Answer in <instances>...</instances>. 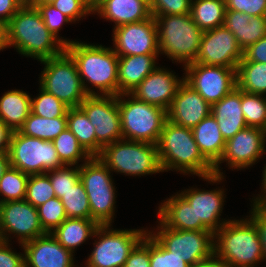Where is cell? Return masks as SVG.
I'll return each mask as SVG.
<instances>
[{"label": "cell", "mask_w": 266, "mask_h": 267, "mask_svg": "<svg viewBox=\"0 0 266 267\" xmlns=\"http://www.w3.org/2000/svg\"><path fill=\"white\" fill-rule=\"evenodd\" d=\"M195 213V222H201L208 230L216 233L227 220H220L225 199L224 189L199 190L190 188L179 193Z\"/></svg>", "instance_id": "22"}, {"label": "cell", "mask_w": 266, "mask_h": 267, "mask_svg": "<svg viewBox=\"0 0 266 267\" xmlns=\"http://www.w3.org/2000/svg\"><path fill=\"white\" fill-rule=\"evenodd\" d=\"M66 128L67 117L48 119L30 113L18 131L29 137L53 141Z\"/></svg>", "instance_id": "33"}, {"label": "cell", "mask_w": 266, "mask_h": 267, "mask_svg": "<svg viewBox=\"0 0 266 267\" xmlns=\"http://www.w3.org/2000/svg\"><path fill=\"white\" fill-rule=\"evenodd\" d=\"M46 174L49 176L55 196L59 199L80 180L79 166L74 165L73 167L72 165H64L55 170H50Z\"/></svg>", "instance_id": "42"}, {"label": "cell", "mask_w": 266, "mask_h": 267, "mask_svg": "<svg viewBox=\"0 0 266 267\" xmlns=\"http://www.w3.org/2000/svg\"><path fill=\"white\" fill-rule=\"evenodd\" d=\"M226 10L243 12L249 16H265L266 0H225Z\"/></svg>", "instance_id": "48"}, {"label": "cell", "mask_w": 266, "mask_h": 267, "mask_svg": "<svg viewBox=\"0 0 266 267\" xmlns=\"http://www.w3.org/2000/svg\"><path fill=\"white\" fill-rule=\"evenodd\" d=\"M158 220L166 227L176 230H208L201 222H195V213L180 194L172 195L164 200L158 209Z\"/></svg>", "instance_id": "27"}, {"label": "cell", "mask_w": 266, "mask_h": 267, "mask_svg": "<svg viewBox=\"0 0 266 267\" xmlns=\"http://www.w3.org/2000/svg\"><path fill=\"white\" fill-rule=\"evenodd\" d=\"M10 234L16 235L19 244L46 234L37 208L25 199L0 203V239L9 242Z\"/></svg>", "instance_id": "16"}, {"label": "cell", "mask_w": 266, "mask_h": 267, "mask_svg": "<svg viewBox=\"0 0 266 267\" xmlns=\"http://www.w3.org/2000/svg\"><path fill=\"white\" fill-rule=\"evenodd\" d=\"M153 17L158 29L159 52L184 66L194 62L204 31L197 26L190 13Z\"/></svg>", "instance_id": "5"}, {"label": "cell", "mask_w": 266, "mask_h": 267, "mask_svg": "<svg viewBox=\"0 0 266 267\" xmlns=\"http://www.w3.org/2000/svg\"><path fill=\"white\" fill-rule=\"evenodd\" d=\"M7 45L38 61L65 51V45L48 30L38 9L31 5L22 6L8 22Z\"/></svg>", "instance_id": "2"}, {"label": "cell", "mask_w": 266, "mask_h": 267, "mask_svg": "<svg viewBox=\"0 0 266 267\" xmlns=\"http://www.w3.org/2000/svg\"><path fill=\"white\" fill-rule=\"evenodd\" d=\"M36 7L41 14L42 20L44 21L48 30L59 39L65 46L74 43V40H66L64 37L59 38L58 32L61 30V26L66 23H72V21L64 15L60 10L56 9L53 4L47 5H31Z\"/></svg>", "instance_id": "44"}, {"label": "cell", "mask_w": 266, "mask_h": 267, "mask_svg": "<svg viewBox=\"0 0 266 267\" xmlns=\"http://www.w3.org/2000/svg\"><path fill=\"white\" fill-rule=\"evenodd\" d=\"M41 226L45 233H52L67 219L64 205L56 196L37 207Z\"/></svg>", "instance_id": "41"}, {"label": "cell", "mask_w": 266, "mask_h": 267, "mask_svg": "<svg viewBox=\"0 0 266 267\" xmlns=\"http://www.w3.org/2000/svg\"><path fill=\"white\" fill-rule=\"evenodd\" d=\"M225 13V0H191L190 15L203 31L223 26Z\"/></svg>", "instance_id": "31"}, {"label": "cell", "mask_w": 266, "mask_h": 267, "mask_svg": "<svg viewBox=\"0 0 266 267\" xmlns=\"http://www.w3.org/2000/svg\"><path fill=\"white\" fill-rule=\"evenodd\" d=\"M156 146L163 172L173 169L197 175L211 183H220L224 179L214 173V166L200 152L191 128L166 120Z\"/></svg>", "instance_id": "1"}, {"label": "cell", "mask_w": 266, "mask_h": 267, "mask_svg": "<svg viewBox=\"0 0 266 267\" xmlns=\"http://www.w3.org/2000/svg\"><path fill=\"white\" fill-rule=\"evenodd\" d=\"M124 267H150V232L131 251Z\"/></svg>", "instance_id": "47"}, {"label": "cell", "mask_w": 266, "mask_h": 267, "mask_svg": "<svg viewBox=\"0 0 266 267\" xmlns=\"http://www.w3.org/2000/svg\"><path fill=\"white\" fill-rule=\"evenodd\" d=\"M9 247L8 241L0 239V267H25L24 253H16Z\"/></svg>", "instance_id": "49"}, {"label": "cell", "mask_w": 266, "mask_h": 267, "mask_svg": "<svg viewBox=\"0 0 266 267\" xmlns=\"http://www.w3.org/2000/svg\"><path fill=\"white\" fill-rule=\"evenodd\" d=\"M7 47V24L0 20V51Z\"/></svg>", "instance_id": "56"}, {"label": "cell", "mask_w": 266, "mask_h": 267, "mask_svg": "<svg viewBox=\"0 0 266 267\" xmlns=\"http://www.w3.org/2000/svg\"><path fill=\"white\" fill-rule=\"evenodd\" d=\"M114 53L118 56L159 55L158 29L153 16L113 29Z\"/></svg>", "instance_id": "17"}, {"label": "cell", "mask_w": 266, "mask_h": 267, "mask_svg": "<svg viewBox=\"0 0 266 267\" xmlns=\"http://www.w3.org/2000/svg\"><path fill=\"white\" fill-rule=\"evenodd\" d=\"M149 231L168 251L183 259L190 266L196 265L214 254V233L210 230H176L166 227L160 220Z\"/></svg>", "instance_id": "12"}, {"label": "cell", "mask_w": 266, "mask_h": 267, "mask_svg": "<svg viewBox=\"0 0 266 267\" xmlns=\"http://www.w3.org/2000/svg\"><path fill=\"white\" fill-rule=\"evenodd\" d=\"M251 215L248 216L256 225L262 246L263 258L266 260V207L251 205Z\"/></svg>", "instance_id": "50"}, {"label": "cell", "mask_w": 266, "mask_h": 267, "mask_svg": "<svg viewBox=\"0 0 266 267\" xmlns=\"http://www.w3.org/2000/svg\"><path fill=\"white\" fill-rule=\"evenodd\" d=\"M67 218L91 219L90 204L81 180L60 198Z\"/></svg>", "instance_id": "36"}, {"label": "cell", "mask_w": 266, "mask_h": 267, "mask_svg": "<svg viewBox=\"0 0 266 267\" xmlns=\"http://www.w3.org/2000/svg\"><path fill=\"white\" fill-rule=\"evenodd\" d=\"M93 9L101 0H85Z\"/></svg>", "instance_id": "59"}, {"label": "cell", "mask_w": 266, "mask_h": 267, "mask_svg": "<svg viewBox=\"0 0 266 267\" xmlns=\"http://www.w3.org/2000/svg\"><path fill=\"white\" fill-rule=\"evenodd\" d=\"M29 174L9 166L0 179V203L23 200L26 195V187ZM5 196V197H4Z\"/></svg>", "instance_id": "37"}, {"label": "cell", "mask_w": 266, "mask_h": 267, "mask_svg": "<svg viewBox=\"0 0 266 267\" xmlns=\"http://www.w3.org/2000/svg\"><path fill=\"white\" fill-rule=\"evenodd\" d=\"M224 26L236 37L244 51L266 36V15L251 17L240 11L226 10Z\"/></svg>", "instance_id": "25"}, {"label": "cell", "mask_w": 266, "mask_h": 267, "mask_svg": "<svg viewBox=\"0 0 266 267\" xmlns=\"http://www.w3.org/2000/svg\"><path fill=\"white\" fill-rule=\"evenodd\" d=\"M152 16L189 14L191 0H149Z\"/></svg>", "instance_id": "45"}, {"label": "cell", "mask_w": 266, "mask_h": 267, "mask_svg": "<svg viewBox=\"0 0 266 267\" xmlns=\"http://www.w3.org/2000/svg\"><path fill=\"white\" fill-rule=\"evenodd\" d=\"M56 0H35V2L32 5H47L52 4Z\"/></svg>", "instance_id": "58"}, {"label": "cell", "mask_w": 266, "mask_h": 267, "mask_svg": "<svg viewBox=\"0 0 266 267\" xmlns=\"http://www.w3.org/2000/svg\"><path fill=\"white\" fill-rule=\"evenodd\" d=\"M10 166V158L8 153H1L0 154V179L4 175L5 171Z\"/></svg>", "instance_id": "57"}, {"label": "cell", "mask_w": 266, "mask_h": 267, "mask_svg": "<svg viewBox=\"0 0 266 267\" xmlns=\"http://www.w3.org/2000/svg\"><path fill=\"white\" fill-rule=\"evenodd\" d=\"M214 239V254L230 267H256L264 261L258 229L250 218L228 219Z\"/></svg>", "instance_id": "4"}, {"label": "cell", "mask_w": 266, "mask_h": 267, "mask_svg": "<svg viewBox=\"0 0 266 267\" xmlns=\"http://www.w3.org/2000/svg\"><path fill=\"white\" fill-rule=\"evenodd\" d=\"M191 267H230V266L224 260L213 254L209 258L201 262H198L196 265H193Z\"/></svg>", "instance_id": "54"}, {"label": "cell", "mask_w": 266, "mask_h": 267, "mask_svg": "<svg viewBox=\"0 0 266 267\" xmlns=\"http://www.w3.org/2000/svg\"><path fill=\"white\" fill-rule=\"evenodd\" d=\"M184 67V81L210 105L219 102L237 87L236 69L225 66L189 63Z\"/></svg>", "instance_id": "13"}, {"label": "cell", "mask_w": 266, "mask_h": 267, "mask_svg": "<svg viewBox=\"0 0 266 267\" xmlns=\"http://www.w3.org/2000/svg\"><path fill=\"white\" fill-rule=\"evenodd\" d=\"M237 87L247 93L266 95V63L247 61L244 57L236 69Z\"/></svg>", "instance_id": "32"}, {"label": "cell", "mask_w": 266, "mask_h": 267, "mask_svg": "<svg viewBox=\"0 0 266 267\" xmlns=\"http://www.w3.org/2000/svg\"><path fill=\"white\" fill-rule=\"evenodd\" d=\"M241 109L248 127L266 131V96L241 90Z\"/></svg>", "instance_id": "38"}, {"label": "cell", "mask_w": 266, "mask_h": 267, "mask_svg": "<svg viewBox=\"0 0 266 267\" xmlns=\"http://www.w3.org/2000/svg\"><path fill=\"white\" fill-rule=\"evenodd\" d=\"M100 225L92 219L67 218L51 234L68 251L91 238Z\"/></svg>", "instance_id": "29"}, {"label": "cell", "mask_w": 266, "mask_h": 267, "mask_svg": "<svg viewBox=\"0 0 266 267\" xmlns=\"http://www.w3.org/2000/svg\"><path fill=\"white\" fill-rule=\"evenodd\" d=\"M117 106L120 112L122 139L157 144L167 120L166 110L141 101L131 93L119 94Z\"/></svg>", "instance_id": "6"}, {"label": "cell", "mask_w": 266, "mask_h": 267, "mask_svg": "<svg viewBox=\"0 0 266 267\" xmlns=\"http://www.w3.org/2000/svg\"><path fill=\"white\" fill-rule=\"evenodd\" d=\"M94 13L114 22V28L144 21L152 16L149 0H101L93 8Z\"/></svg>", "instance_id": "23"}, {"label": "cell", "mask_w": 266, "mask_h": 267, "mask_svg": "<svg viewBox=\"0 0 266 267\" xmlns=\"http://www.w3.org/2000/svg\"><path fill=\"white\" fill-rule=\"evenodd\" d=\"M31 113V96L22 90H8L0 98V120L12 131L19 130Z\"/></svg>", "instance_id": "30"}, {"label": "cell", "mask_w": 266, "mask_h": 267, "mask_svg": "<svg viewBox=\"0 0 266 267\" xmlns=\"http://www.w3.org/2000/svg\"><path fill=\"white\" fill-rule=\"evenodd\" d=\"M23 5L18 0H0V20L5 24Z\"/></svg>", "instance_id": "52"}, {"label": "cell", "mask_w": 266, "mask_h": 267, "mask_svg": "<svg viewBox=\"0 0 266 267\" xmlns=\"http://www.w3.org/2000/svg\"><path fill=\"white\" fill-rule=\"evenodd\" d=\"M13 131L0 120V154L9 153Z\"/></svg>", "instance_id": "53"}, {"label": "cell", "mask_w": 266, "mask_h": 267, "mask_svg": "<svg viewBox=\"0 0 266 267\" xmlns=\"http://www.w3.org/2000/svg\"><path fill=\"white\" fill-rule=\"evenodd\" d=\"M40 62L45 65L39 77L40 87L69 108L79 107L88 94L84 90L72 57L64 51L59 56L43 59Z\"/></svg>", "instance_id": "9"}, {"label": "cell", "mask_w": 266, "mask_h": 267, "mask_svg": "<svg viewBox=\"0 0 266 267\" xmlns=\"http://www.w3.org/2000/svg\"><path fill=\"white\" fill-rule=\"evenodd\" d=\"M58 157L64 165H78V161L86 162L92 156L83 148L74 134L66 128L53 141Z\"/></svg>", "instance_id": "35"}, {"label": "cell", "mask_w": 266, "mask_h": 267, "mask_svg": "<svg viewBox=\"0 0 266 267\" xmlns=\"http://www.w3.org/2000/svg\"><path fill=\"white\" fill-rule=\"evenodd\" d=\"M79 107L95 127L97 156L105 146L122 139L117 96L88 95Z\"/></svg>", "instance_id": "14"}, {"label": "cell", "mask_w": 266, "mask_h": 267, "mask_svg": "<svg viewBox=\"0 0 266 267\" xmlns=\"http://www.w3.org/2000/svg\"><path fill=\"white\" fill-rule=\"evenodd\" d=\"M211 114L218 122L219 130L226 141L248 127L241 109V90L238 87L219 102L212 104Z\"/></svg>", "instance_id": "24"}, {"label": "cell", "mask_w": 266, "mask_h": 267, "mask_svg": "<svg viewBox=\"0 0 266 267\" xmlns=\"http://www.w3.org/2000/svg\"><path fill=\"white\" fill-rule=\"evenodd\" d=\"M53 197L55 191L46 173L29 175L24 198L27 202L37 208Z\"/></svg>", "instance_id": "40"}, {"label": "cell", "mask_w": 266, "mask_h": 267, "mask_svg": "<svg viewBox=\"0 0 266 267\" xmlns=\"http://www.w3.org/2000/svg\"><path fill=\"white\" fill-rule=\"evenodd\" d=\"M67 128L91 156H97L95 127L92 126L85 112L80 107L68 109Z\"/></svg>", "instance_id": "34"}, {"label": "cell", "mask_w": 266, "mask_h": 267, "mask_svg": "<svg viewBox=\"0 0 266 267\" xmlns=\"http://www.w3.org/2000/svg\"><path fill=\"white\" fill-rule=\"evenodd\" d=\"M79 173L89 199L91 219L99 225H111L116 204L111 171L98 156H92L79 164Z\"/></svg>", "instance_id": "8"}, {"label": "cell", "mask_w": 266, "mask_h": 267, "mask_svg": "<svg viewBox=\"0 0 266 267\" xmlns=\"http://www.w3.org/2000/svg\"><path fill=\"white\" fill-rule=\"evenodd\" d=\"M10 166L23 173L44 174L63 167L52 141L29 137L13 131L9 148Z\"/></svg>", "instance_id": "11"}, {"label": "cell", "mask_w": 266, "mask_h": 267, "mask_svg": "<svg viewBox=\"0 0 266 267\" xmlns=\"http://www.w3.org/2000/svg\"><path fill=\"white\" fill-rule=\"evenodd\" d=\"M242 59L243 50L236 37L223 25L204 31L199 52L192 63L237 68Z\"/></svg>", "instance_id": "18"}, {"label": "cell", "mask_w": 266, "mask_h": 267, "mask_svg": "<svg viewBox=\"0 0 266 267\" xmlns=\"http://www.w3.org/2000/svg\"><path fill=\"white\" fill-rule=\"evenodd\" d=\"M243 57L247 61L266 63V36L244 50Z\"/></svg>", "instance_id": "51"}, {"label": "cell", "mask_w": 266, "mask_h": 267, "mask_svg": "<svg viewBox=\"0 0 266 267\" xmlns=\"http://www.w3.org/2000/svg\"><path fill=\"white\" fill-rule=\"evenodd\" d=\"M172 72L167 68H156L131 94L141 101L168 111L179 86L184 82V78L178 79Z\"/></svg>", "instance_id": "19"}, {"label": "cell", "mask_w": 266, "mask_h": 267, "mask_svg": "<svg viewBox=\"0 0 266 267\" xmlns=\"http://www.w3.org/2000/svg\"><path fill=\"white\" fill-rule=\"evenodd\" d=\"M262 191L264 192L262 195L258 194V196L253 199V205L259 207H266V165L264 166L263 175H262Z\"/></svg>", "instance_id": "55"}, {"label": "cell", "mask_w": 266, "mask_h": 267, "mask_svg": "<svg viewBox=\"0 0 266 267\" xmlns=\"http://www.w3.org/2000/svg\"><path fill=\"white\" fill-rule=\"evenodd\" d=\"M150 267H191L183 259L168 251L150 233Z\"/></svg>", "instance_id": "43"}, {"label": "cell", "mask_w": 266, "mask_h": 267, "mask_svg": "<svg viewBox=\"0 0 266 267\" xmlns=\"http://www.w3.org/2000/svg\"><path fill=\"white\" fill-rule=\"evenodd\" d=\"M112 225H100L93 237L94 250L89 255L86 267H124L135 246L145 237L148 229H111Z\"/></svg>", "instance_id": "10"}, {"label": "cell", "mask_w": 266, "mask_h": 267, "mask_svg": "<svg viewBox=\"0 0 266 267\" xmlns=\"http://www.w3.org/2000/svg\"><path fill=\"white\" fill-rule=\"evenodd\" d=\"M159 55L118 57V95L131 93L158 66Z\"/></svg>", "instance_id": "26"}, {"label": "cell", "mask_w": 266, "mask_h": 267, "mask_svg": "<svg viewBox=\"0 0 266 267\" xmlns=\"http://www.w3.org/2000/svg\"><path fill=\"white\" fill-rule=\"evenodd\" d=\"M210 114L211 105L184 81L167 111V120L192 129Z\"/></svg>", "instance_id": "20"}, {"label": "cell", "mask_w": 266, "mask_h": 267, "mask_svg": "<svg viewBox=\"0 0 266 267\" xmlns=\"http://www.w3.org/2000/svg\"><path fill=\"white\" fill-rule=\"evenodd\" d=\"M52 4L73 23L88 14H93V9L85 0H56Z\"/></svg>", "instance_id": "46"}, {"label": "cell", "mask_w": 266, "mask_h": 267, "mask_svg": "<svg viewBox=\"0 0 266 267\" xmlns=\"http://www.w3.org/2000/svg\"><path fill=\"white\" fill-rule=\"evenodd\" d=\"M25 267H75L74 255L65 249L51 233L20 245Z\"/></svg>", "instance_id": "21"}, {"label": "cell", "mask_w": 266, "mask_h": 267, "mask_svg": "<svg viewBox=\"0 0 266 267\" xmlns=\"http://www.w3.org/2000/svg\"><path fill=\"white\" fill-rule=\"evenodd\" d=\"M98 157L110 171L127 176L163 172L155 144L121 139L105 146Z\"/></svg>", "instance_id": "7"}, {"label": "cell", "mask_w": 266, "mask_h": 267, "mask_svg": "<svg viewBox=\"0 0 266 267\" xmlns=\"http://www.w3.org/2000/svg\"><path fill=\"white\" fill-rule=\"evenodd\" d=\"M23 6L32 5L35 0H18Z\"/></svg>", "instance_id": "60"}, {"label": "cell", "mask_w": 266, "mask_h": 267, "mask_svg": "<svg viewBox=\"0 0 266 267\" xmlns=\"http://www.w3.org/2000/svg\"><path fill=\"white\" fill-rule=\"evenodd\" d=\"M39 90L40 94L31 98V113L48 119L67 117L68 106L41 87Z\"/></svg>", "instance_id": "39"}, {"label": "cell", "mask_w": 266, "mask_h": 267, "mask_svg": "<svg viewBox=\"0 0 266 267\" xmlns=\"http://www.w3.org/2000/svg\"><path fill=\"white\" fill-rule=\"evenodd\" d=\"M192 132L200 152L214 166L220 160L226 143L218 122L210 114L193 127Z\"/></svg>", "instance_id": "28"}, {"label": "cell", "mask_w": 266, "mask_h": 267, "mask_svg": "<svg viewBox=\"0 0 266 267\" xmlns=\"http://www.w3.org/2000/svg\"><path fill=\"white\" fill-rule=\"evenodd\" d=\"M266 131L256 127H246L237 132L225 143L220 160L214 165V173L223 176L220 164L226 161L231 169H244L253 166L266 152Z\"/></svg>", "instance_id": "15"}, {"label": "cell", "mask_w": 266, "mask_h": 267, "mask_svg": "<svg viewBox=\"0 0 266 267\" xmlns=\"http://www.w3.org/2000/svg\"><path fill=\"white\" fill-rule=\"evenodd\" d=\"M75 61L84 90L88 95L118 96V56L113 48L76 41L65 46ZM98 89L91 90L86 82ZM89 87V88H88Z\"/></svg>", "instance_id": "3"}]
</instances>
